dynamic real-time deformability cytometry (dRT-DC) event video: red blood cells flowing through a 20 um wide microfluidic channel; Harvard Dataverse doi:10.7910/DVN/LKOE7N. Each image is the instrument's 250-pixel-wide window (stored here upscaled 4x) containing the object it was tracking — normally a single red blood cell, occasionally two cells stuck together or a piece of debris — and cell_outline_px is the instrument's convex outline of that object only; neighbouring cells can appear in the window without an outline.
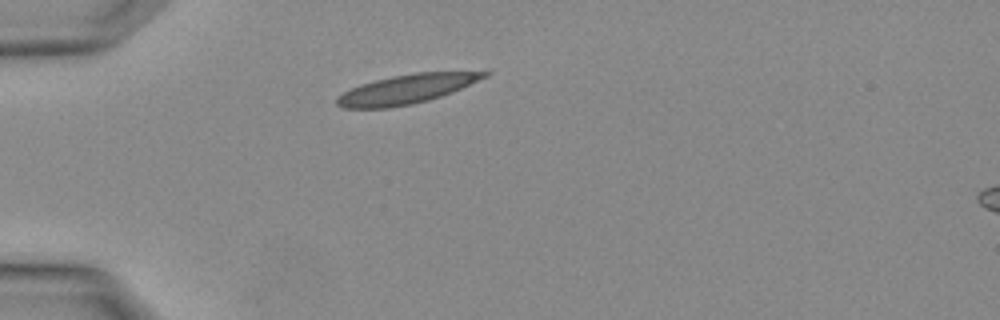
{"species": "Egyptian fruit bat (a non-hibernating species)", "species_latin": "Rousettus aegyptiacus", "temperature_condition": "warm", "stored_images_in_passage": 1, "camera_frame_rate_fps": 3000, "um_per_image_px": 0.085, "animal": {"sex": "female"}, "frame": {"image": 1, "passage_image": 1, "time_ms": 0.0, "image_size_px": [1000, 320], "cell_outline_px": [[492, 72], [488, 76], [452, 92], [428, 100], [412, 104], [388, 108], [344, 108], [336, 104], [336, 100], [344, 92], [360, 84], [392, 76], [416, 72]], "centroid_in_image_um": [34.54, 7.58], "position_along_channel_um": 50.5, "area_um2": 24.68}}